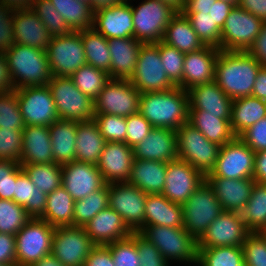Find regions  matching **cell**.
Wrapping results in <instances>:
<instances>
[{"label":"cell","mask_w":266,"mask_h":266,"mask_svg":"<svg viewBox=\"0 0 266 266\" xmlns=\"http://www.w3.org/2000/svg\"><path fill=\"white\" fill-rule=\"evenodd\" d=\"M178 159L186 161L204 176L216 165L220 147L209 141L197 128L185 123L176 130Z\"/></svg>","instance_id":"52a82bcc"},{"label":"cell","mask_w":266,"mask_h":266,"mask_svg":"<svg viewBox=\"0 0 266 266\" xmlns=\"http://www.w3.org/2000/svg\"><path fill=\"white\" fill-rule=\"evenodd\" d=\"M162 2H166L169 5H171L173 8H175L177 11L183 10V0H158Z\"/></svg>","instance_id":"2a66077c"},{"label":"cell","mask_w":266,"mask_h":266,"mask_svg":"<svg viewBox=\"0 0 266 266\" xmlns=\"http://www.w3.org/2000/svg\"><path fill=\"white\" fill-rule=\"evenodd\" d=\"M16 263L15 235L0 233V264Z\"/></svg>","instance_id":"be15d7a7"},{"label":"cell","mask_w":266,"mask_h":266,"mask_svg":"<svg viewBox=\"0 0 266 266\" xmlns=\"http://www.w3.org/2000/svg\"><path fill=\"white\" fill-rule=\"evenodd\" d=\"M32 266H64L52 254L42 257L39 261L35 262Z\"/></svg>","instance_id":"11e5206c"},{"label":"cell","mask_w":266,"mask_h":266,"mask_svg":"<svg viewBox=\"0 0 266 266\" xmlns=\"http://www.w3.org/2000/svg\"><path fill=\"white\" fill-rule=\"evenodd\" d=\"M218 1L229 3V4H231L234 7V6H238L239 5V1L240 0H218Z\"/></svg>","instance_id":"b9fcfbb0"},{"label":"cell","mask_w":266,"mask_h":266,"mask_svg":"<svg viewBox=\"0 0 266 266\" xmlns=\"http://www.w3.org/2000/svg\"><path fill=\"white\" fill-rule=\"evenodd\" d=\"M265 117L266 101L253 96L232 101L230 125L236 137Z\"/></svg>","instance_id":"8d00e7d4"},{"label":"cell","mask_w":266,"mask_h":266,"mask_svg":"<svg viewBox=\"0 0 266 266\" xmlns=\"http://www.w3.org/2000/svg\"><path fill=\"white\" fill-rule=\"evenodd\" d=\"M128 1L131 2L134 38L142 43L163 41L166 27L178 11L158 0H142L137 7L132 4L136 0Z\"/></svg>","instance_id":"8992f818"},{"label":"cell","mask_w":266,"mask_h":266,"mask_svg":"<svg viewBox=\"0 0 266 266\" xmlns=\"http://www.w3.org/2000/svg\"><path fill=\"white\" fill-rule=\"evenodd\" d=\"M16 180L0 183V199L13 200L15 195Z\"/></svg>","instance_id":"8c879c8a"},{"label":"cell","mask_w":266,"mask_h":266,"mask_svg":"<svg viewBox=\"0 0 266 266\" xmlns=\"http://www.w3.org/2000/svg\"><path fill=\"white\" fill-rule=\"evenodd\" d=\"M264 22L248 11L234 6L221 29L220 50L248 51Z\"/></svg>","instance_id":"4fadbf2b"},{"label":"cell","mask_w":266,"mask_h":266,"mask_svg":"<svg viewBox=\"0 0 266 266\" xmlns=\"http://www.w3.org/2000/svg\"><path fill=\"white\" fill-rule=\"evenodd\" d=\"M83 266H115L110 249L104 245H96Z\"/></svg>","instance_id":"6125c7cd"},{"label":"cell","mask_w":266,"mask_h":266,"mask_svg":"<svg viewBox=\"0 0 266 266\" xmlns=\"http://www.w3.org/2000/svg\"><path fill=\"white\" fill-rule=\"evenodd\" d=\"M197 266H245L242 246L198 248Z\"/></svg>","instance_id":"bcb514c9"},{"label":"cell","mask_w":266,"mask_h":266,"mask_svg":"<svg viewBox=\"0 0 266 266\" xmlns=\"http://www.w3.org/2000/svg\"><path fill=\"white\" fill-rule=\"evenodd\" d=\"M223 211L241 213L251 197L253 179L205 178Z\"/></svg>","instance_id":"484cf974"},{"label":"cell","mask_w":266,"mask_h":266,"mask_svg":"<svg viewBox=\"0 0 266 266\" xmlns=\"http://www.w3.org/2000/svg\"><path fill=\"white\" fill-rule=\"evenodd\" d=\"M30 219L24 207L13 200L0 199V233L16 235Z\"/></svg>","instance_id":"c3c4849f"},{"label":"cell","mask_w":266,"mask_h":266,"mask_svg":"<svg viewBox=\"0 0 266 266\" xmlns=\"http://www.w3.org/2000/svg\"><path fill=\"white\" fill-rule=\"evenodd\" d=\"M125 0H91L90 7L93 12L102 8H110L111 6L122 4Z\"/></svg>","instance_id":"34e18365"},{"label":"cell","mask_w":266,"mask_h":266,"mask_svg":"<svg viewBox=\"0 0 266 266\" xmlns=\"http://www.w3.org/2000/svg\"><path fill=\"white\" fill-rule=\"evenodd\" d=\"M189 0H183V8H184V5L188 2Z\"/></svg>","instance_id":"67dfc351"},{"label":"cell","mask_w":266,"mask_h":266,"mask_svg":"<svg viewBox=\"0 0 266 266\" xmlns=\"http://www.w3.org/2000/svg\"><path fill=\"white\" fill-rule=\"evenodd\" d=\"M253 180L266 183V150L255 152Z\"/></svg>","instance_id":"003e7915"},{"label":"cell","mask_w":266,"mask_h":266,"mask_svg":"<svg viewBox=\"0 0 266 266\" xmlns=\"http://www.w3.org/2000/svg\"><path fill=\"white\" fill-rule=\"evenodd\" d=\"M242 248L245 266H266V241L260 233L251 232Z\"/></svg>","instance_id":"9f6ffc18"},{"label":"cell","mask_w":266,"mask_h":266,"mask_svg":"<svg viewBox=\"0 0 266 266\" xmlns=\"http://www.w3.org/2000/svg\"><path fill=\"white\" fill-rule=\"evenodd\" d=\"M259 233L262 235V237H263V238L265 239V241H266V228L262 229Z\"/></svg>","instance_id":"09005b40"},{"label":"cell","mask_w":266,"mask_h":266,"mask_svg":"<svg viewBox=\"0 0 266 266\" xmlns=\"http://www.w3.org/2000/svg\"><path fill=\"white\" fill-rule=\"evenodd\" d=\"M163 42L185 54L196 52L205 47L182 11H178L170 20L165 30Z\"/></svg>","instance_id":"d590c367"},{"label":"cell","mask_w":266,"mask_h":266,"mask_svg":"<svg viewBox=\"0 0 266 266\" xmlns=\"http://www.w3.org/2000/svg\"><path fill=\"white\" fill-rule=\"evenodd\" d=\"M81 38L87 64L106 71L110 76L111 57L108 39L93 28L81 30Z\"/></svg>","instance_id":"60d3db41"},{"label":"cell","mask_w":266,"mask_h":266,"mask_svg":"<svg viewBox=\"0 0 266 266\" xmlns=\"http://www.w3.org/2000/svg\"><path fill=\"white\" fill-rule=\"evenodd\" d=\"M126 123V144L132 148L142 142V140L148 136L149 132L153 128L140 113L126 117Z\"/></svg>","instance_id":"680465c9"},{"label":"cell","mask_w":266,"mask_h":266,"mask_svg":"<svg viewBox=\"0 0 266 266\" xmlns=\"http://www.w3.org/2000/svg\"><path fill=\"white\" fill-rule=\"evenodd\" d=\"M4 56L14 89L48 85L53 75L46 51L22 44H14Z\"/></svg>","instance_id":"3957f363"},{"label":"cell","mask_w":266,"mask_h":266,"mask_svg":"<svg viewBox=\"0 0 266 266\" xmlns=\"http://www.w3.org/2000/svg\"><path fill=\"white\" fill-rule=\"evenodd\" d=\"M239 138L254 152L266 150V117L249 127Z\"/></svg>","instance_id":"94428289"},{"label":"cell","mask_w":266,"mask_h":266,"mask_svg":"<svg viewBox=\"0 0 266 266\" xmlns=\"http://www.w3.org/2000/svg\"><path fill=\"white\" fill-rule=\"evenodd\" d=\"M31 9L42 20L52 37L65 35L72 31L50 0H35Z\"/></svg>","instance_id":"681fc988"},{"label":"cell","mask_w":266,"mask_h":266,"mask_svg":"<svg viewBox=\"0 0 266 266\" xmlns=\"http://www.w3.org/2000/svg\"><path fill=\"white\" fill-rule=\"evenodd\" d=\"M167 162L134 159L127 181L145 194H162L165 186Z\"/></svg>","instance_id":"1f68e13d"},{"label":"cell","mask_w":266,"mask_h":266,"mask_svg":"<svg viewBox=\"0 0 266 266\" xmlns=\"http://www.w3.org/2000/svg\"><path fill=\"white\" fill-rule=\"evenodd\" d=\"M55 227L40 218H31L15 235L16 263L32 266L51 254Z\"/></svg>","instance_id":"9c48e42d"},{"label":"cell","mask_w":266,"mask_h":266,"mask_svg":"<svg viewBox=\"0 0 266 266\" xmlns=\"http://www.w3.org/2000/svg\"><path fill=\"white\" fill-rule=\"evenodd\" d=\"M140 98L129 80L111 78L94 100V113L128 117L139 113Z\"/></svg>","instance_id":"5bb4252c"},{"label":"cell","mask_w":266,"mask_h":266,"mask_svg":"<svg viewBox=\"0 0 266 266\" xmlns=\"http://www.w3.org/2000/svg\"><path fill=\"white\" fill-rule=\"evenodd\" d=\"M183 227V207L162 194H147L145 199V226Z\"/></svg>","instance_id":"d6a6232c"},{"label":"cell","mask_w":266,"mask_h":266,"mask_svg":"<svg viewBox=\"0 0 266 266\" xmlns=\"http://www.w3.org/2000/svg\"><path fill=\"white\" fill-rule=\"evenodd\" d=\"M13 31L16 44L46 51L52 36L32 9L14 10Z\"/></svg>","instance_id":"4316f807"},{"label":"cell","mask_w":266,"mask_h":266,"mask_svg":"<svg viewBox=\"0 0 266 266\" xmlns=\"http://www.w3.org/2000/svg\"><path fill=\"white\" fill-rule=\"evenodd\" d=\"M139 233L159 249L170 265L197 266V240L184 227L144 226Z\"/></svg>","instance_id":"277c9868"},{"label":"cell","mask_w":266,"mask_h":266,"mask_svg":"<svg viewBox=\"0 0 266 266\" xmlns=\"http://www.w3.org/2000/svg\"><path fill=\"white\" fill-rule=\"evenodd\" d=\"M14 90L13 82L8 69V63L4 54L0 53V92Z\"/></svg>","instance_id":"a7ac6f4b"},{"label":"cell","mask_w":266,"mask_h":266,"mask_svg":"<svg viewBox=\"0 0 266 266\" xmlns=\"http://www.w3.org/2000/svg\"><path fill=\"white\" fill-rule=\"evenodd\" d=\"M84 229L95 245L104 246L127 238L132 233L122 217L109 206L96 214Z\"/></svg>","instance_id":"f1b7e54d"},{"label":"cell","mask_w":266,"mask_h":266,"mask_svg":"<svg viewBox=\"0 0 266 266\" xmlns=\"http://www.w3.org/2000/svg\"><path fill=\"white\" fill-rule=\"evenodd\" d=\"M20 163L12 160H0V183L16 180V170Z\"/></svg>","instance_id":"89a4df30"},{"label":"cell","mask_w":266,"mask_h":266,"mask_svg":"<svg viewBox=\"0 0 266 266\" xmlns=\"http://www.w3.org/2000/svg\"><path fill=\"white\" fill-rule=\"evenodd\" d=\"M205 182V176L181 159L167 163L162 195L173 203L183 205L192 193Z\"/></svg>","instance_id":"ffe728a7"},{"label":"cell","mask_w":266,"mask_h":266,"mask_svg":"<svg viewBox=\"0 0 266 266\" xmlns=\"http://www.w3.org/2000/svg\"><path fill=\"white\" fill-rule=\"evenodd\" d=\"M25 126H50L59 119L48 85L21 87L15 90Z\"/></svg>","instance_id":"ac0fdd59"},{"label":"cell","mask_w":266,"mask_h":266,"mask_svg":"<svg viewBox=\"0 0 266 266\" xmlns=\"http://www.w3.org/2000/svg\"><path fill=\"white\" fill-rule=\"evenodd\" d=\"M74 200L61 185L46 197V206L40 219L54 227L73 225Z\"/></svg>","instance_id":"f35d334b"},{"label":"cell","mask_w":266,"mask_h":266,"mask_svg":"<svg viewBox=\"0 0 266 266\" xmlns=\"http://www.w3.org/2000/svg\"><path fill=\"white\" fill-rule=\"evenodd\" d=\"M50 2L72 31L93 27L94 12L90 5L79 0H50Z\"/></svg>","instance_id":"b9f144b4"},{"label":"cell","mask_w":266,"mask_h":266,"mask_svg":"<svg viewBox=\"0 0 266 266\" xmlns=\"http://www.w3.org/2000/svg\"><path fill=\"white\" fill-rule=\"evenodd\" d=\"M61 168L62 186L74 201L83 199L106 184L95 164L73 161L62 164Z\"/></svg>","instance_id":"44dd1931"},{"label":"cell","mask_w":266,"mask_h":266,"mask_svg":"<svg viewBox=\"0 0 266 266\" xmlns=\"http://www.w3.org/2000/svg\"><path fill=\"white\" fill-rule=\"evenodd\" d=\"M22 130L0 128V160L20 163L22 154Z\"/></svg>","instance_id":"11a10c76"},{"label":"cell","mask_w":266,"mask_h":266,"mask_svg":"<svg viewBox=\"0 0 266 266\" xmlns=\"http://www.w3.org/2000/svg\"><path fill=\"white\" fill-rule=\"evenodd\" d=\"M183 227L198 240L223 212L213 189L205 181L182 205Z\"/></svg>","instance_id":"30bf717a"},{"label":"cell","mask_w":266,"mask_h":266,"mask_svg":"<svg viewBox=\"0 0 266 266\" xmlns=\"http://www.w3.org/2000/svg\"><path fill=\"white\" fill-rule=\"evenodd\" d=\"M232 8L218 0H189L182 12L205 46L220 49L221 29Z\"/></svg>","instance_id":"5b68a950"},{"label":"cell","mask_w":266,"mask_h":266,"mask_svg":"<svg viewBox=\"0 0 266 266\" xmlns=\"http://www.w3.org/2000/svg\"><path fill=\"white\" fill-rule=\"evenodd\" d=\"M147 194L128 182L109 183V207L115 210L131 232L145 226Z\"/></svg>","instance_id":"e0dca14e"},{"label":"cell","mask_w":266,"mask_h":266,"mask_svg":"<svg viewBox=\"0 0 266 266\" xmlns=\"http://www.w3.org/2000/svg\"><path fill=\"white\" fill-rule=\"evenodd\" d=\"M142 42L134 37L108 39L111 57L110 78L127 79L133 75Z\"/></svg>","instance_id":"4dcf8cb0"},{"label":"cell","mask_w":266,"mask_h":266,"mask_svg":"<svg viewBox=\"0 0 266 266\" xmlns=\"http://www.w3.org/2000/svg\"><path fill=\"white\" fill-rule=\"evenodd\" d=\"M135 243L139 252L140 266H171L159 249L139 232H135Z\"/></svg>","instance_id":"6f0895ef"},{"label":"cell","mask_w":266,"mask_h":266,"mask_svg":"<svg viewBox=\"0 0 266 266\" xmlns=\"http://www.w3.org/2000/svg\"><path fill=\"white\" fill-rule=\"evenodd\" d=\"M106 140L100 133L97 123L77 122L75 159L78 162L97 164Z\"/></svg>","instance_id":"e575fe53"},{"label":"cell","mask_w":266,"mask_h":266,"mask_svg":"<svg viewBox=\"0 0 266 266\" xmlns=\"http://www.w3.org/2000/svg\"><path fill=\"white\" fill-rule=\"evenodd\" d=\"M159 55L167 77L175 85L183 89V65L185 53L175 47L159 42Z\"/></svg>","instance_id":"f907efd6"},{"label":"cell","mask_w":266,"mask_h":266,"mask_svg":"<svg viewBox=\"0 0 266 266\" xmlns=\"http://www.w3.org/2000/svg\"><path fill=\"white\" fill-rule=\"evenodd\" d=\"M248 52L263 66L266 67V22L262 24L261 31L256 37Z\"/></svg>","instance_id":"e7e4bbea"},{"label":"cell","mask_w":266,"mask_h":266,"mask_svg":"<svg viewBox=\"0 0 266 266\" xmlns=\"http://www.w3.org/2000/svg\"><path fill=\"white\" fill-rule=\"evenodd\" d=\"M252 96L266 101V67H262L257 74Z\"/></svg>","instance_id":"2644e50d"},{"label":"cell","mask_w":266,"mask_h":266,"mask_svg":"<svg viewBox=\"0 0 266 266\" xmlns=\"http://www.w3.org/2000/svg\"><path fill=\"white\" fill-rule=\"evenodd\" d=\"M0 266H19L17 263L0 264Z\"/></svg>","instance_id":"979ff035"},{"label":"cell","mask_w":266,"mask_h":266,"mask_svg":"<svg viewBox=\"0 0 266 266\" xmlns=\"http://www.w3.org/2000/svg\"><path fill=\"white\" fill-rule=\"evenodd\" d=\"M129 81L140 92L167 91L175 85L167 77L159 55V42L142 43Z\"/></svg>","instance_id":"8fae6325"},{"label":"cell","mask_w":266,"mask_h":266,"mask_svg":"<svg viewBox=\"0 0 266 266\" xmlns=\"http://www.w3.org/2000/svg\"><path fill=\"white\" fill-rule=\"evenodd\" d=\"M48 87L60 119L76 122L94 120V100L83 94L71 77L53 76Z\"/></svg>","instance_id":"ba28073f"},{"label":"cell","mask_w":266,"mask_h":266,"mask_svg":"<svg viewBox=\"0 0 266 266\" xmlns=\"http://www.w3.org/2000/svg\"><path fill=\"white\" fill-rule=\"evenodd\" d=\"M188 123L197 128L209 141L219 146L236 137L232 131L230 119L219 118V114H204V110H189Z\"/></svg>","instance_id":"74e56055"},{"label":"cell","mask_w":266,"mask_h":266,"mask_svg":"<svg viewBox=\"0 0 266 266\" xmlns=\"http://www.w3.org/2000/svg\"><path fill=\"white\" fill-rule=\"evenodd\" d=\"M262 67L248 51L220 50L214 68V81L232 100L252 96Z\"/></svg>","instance_id":"6da1fadb"},{"label":"cell","mask_w":266,"mask_h":266,"mask_svg":"<svg viewBox=\"0 0 266 266\" xmlns=\"http://www.w3.org/2000/svg\"><path fill=\"white\" fill-rule=\"evenodd\" d=\"M47 58L53 76L70 77L87 64L81 31L54 36L47 46Z\"/></svg>","instance_id":"7c38bea8"},{"label":"cell","mask_w":266,"mask_h":266,"mask_svg":"<svg viewBox=\"0 0 266 266\" xmlns=\"http://www.w3.org/2000/svg\"><path fill=\"white\" fill-rule=\"evenodd\" d=\"M134 159L133 148L125 142H106L96 166L106 184L127 182Z\"/></svg>","instance_id":"7402d4cb"},{"label":"cell","mask_w":266,"mask_h":266,"mask_svg":"<svg viewBox=\"0 0 266 266\" xmlns=\"http://www.w3.org/2000/svg\"><path fill=\"white\" fill-rule=\"evenodd\" d=\"M79 1L84 2V3L88 4V5L91 4V0H79Z\"/></svg>","instance_id":"deb4b68c"},{"label":"cell","mask_w":266,"mask_h":266,"mask_svg":"<svg viewBox=\"0 0 266 266\" xmlns=\"http://www.w3.org/2000/svg\"><path fill=\"white\" fill-rule=\"evenodd\" d=\"M189 110H204V114H219V118H231L232 99L215 81L195 86L188 91Z\"/></svg>","instance_id":"83f0119b"},{"label":"cell","mask_w":266,"mask_h":266,"mask_svg":"<svg viewBox=\"0 0 266 266\" xmlns=\"http://www.w3.org/2000/svg\"><path fill=\"white\" fill-rule=\"evenodd\" d=\"M139 113L152 127L176 131L188 122V92L175 86L167 91L141 93Z\"/></svg>","instance_id":"7a4b0ae2"},{"label":"cell","mask_w":266,"mask_h":266,"mask_svg":"<svg viewBox=\"0 0 266 266\" xmlns=\"http://www.w3.org/2000/svg\"><path fill=\"white\" fill-rule=\"evenodd\" d=\"M109 206V184L83 199L74 201L73 226H85L101 210Z\"/></svg>","instance_id":"f6af8a7d"},{"label":"cell","mask_w":266,"mask_h":266,"mask_svg":"<svg viewBox=\"0 0 266 266\" xmlns=\"http://www.w3.org/2000/svg\"><path fill=\"white\" fill-rule=\"evenodd\" d=\"M94 121L97 123L100 133L106 142L126 143V117L112 114H95Z\"/></svg>","instance_id":"f5cc1de1"},{"label":"cell","mask_w":266,"mask_h":266,"mask_svg":"<svg viewBox=\"0 0 266 266\" xmlns=\"http://www.w3.org/2000/svg\"><path fill=\"white\" fill-rule=\"evenodd\" d=\"M220 49L205 46L186 53L183 65V90L214 81V68Z\"/></svg>","instance_id":"d4e9b609"},{"label":"cell","mask_w":266,"mask_h":266,"mask_svg":"<svg viewBox=\"0 0 266 266\" xmlns=\"http://www.w3.org/2000/svg\"><path fill=\"white\" fill-rule=\"evenodd\" d=\"M238 6L266 22V0H240Z\"/></svg>","instance_id":"03108f58"},{"label":"cell","mask_w":266,"mask_h":266,"mask_svg":"<svg viewBox=\"0 0 266 266\" xmlns=\"http://www.w3.org/2000/svg\"><path fill=\"white\" fill-rule=\"evenodd\" d=\"M77 122L58 119L49 126L54 163L65 164L76 161Z\"/></svg>","instance_id":"836d02e7"},{"label":"cell","mask_w":266,"mask_h":266,"mask_svg":"<svg viewBox=\"0 0 266 266\" xmlns=\"http://www.w3.org/2000/svg\"><path fill=\"white\" fill-rule=\"evenodd\" d=\"M255 152L239 137L220 147L216 165L205 178L253 179Z\"/></svg>","instance_id":"9a60e30c"},{"label":"cell","mask_w":266,"mask_h":266,"mask_svg":"<svg viewBox=\"0 0 266 266\" xmlns=\"http://www.w3.org/2000/svg\"><path fill=\"white\" fill-rule=\"evenodd\" d=\"M74 85L85 95L95 100L111 79L106 71L91 65H84L77 69L71 76Z\"/></svg>","instance_id":"7dc6e473"},{"label":"cell","mask_w":266,"mask_h":266,"mask_svg":"<svg viewBox=\"0 0 266 266\" xmlns=\"http://www.w3.org/2000/svg\"><path fill=\"white\" fill-rule=\"evenodd\" d=\"M250 233L241 213L223 211L197 240V247L242 246Z\"/></svg>","instance_id":"d6986e66"},{"label":"cell","mask_w":266,"mask_h":266,"mask_svg":"<svg viewBox=\"0 0 266 266\" xmlns=\"http://www.w3.org/2000/svg\"><path fill=\"white\" fill-rule=\"evenodd\" d=\"M47 195L39 191L20 166L16 170L14 202L21 205L31 218H40L46 206Z\"/></svg>","instance_id":"ab89813d"},{"label":"cell","mask_w":266,"mask_h":266,"mask_svg":"<svg viewBox=\"0 0 266 266\" xmlns=\"http://www.w3.org/2000/svg\"><path fill=\"white\" fill-rule=\"evenodd\" d=\"M96 245L83 226L55 227L51 254L64 266H83Z\"/></svg>","instance_id":"2e32d148"},{"label":"cell","mask_w":266,"mask_h":266,"mask_svg":"<svg viewBox=\"0 0 266 266\" xmlns=\"http://www.w3.org/2000/svg\"><path fill=\"white\" fill-rule=\"evenodd\" d=\"M13 12L12 8L0 1V53L4 54L14 44V31H13Z\"/></svg>","instance_id":"91938a15"},{"label":"cell","mask_w":266,"mask_h":266,"mask_svg":"<svg viewBox=\"0 0 266 266\" xmlns=\"http://www.w3.org/2000/svg\"><path fill=\"white\" fill-rule=\"evenodd\" d=\"M54 162L49 127L25 126L22 132L20 164H49Z\"/></svg>","instance_id":"f546056e"},{"label":"cell","mask_w":266,"mask_h":266,"mask_svg":"<svg viewBox=\"0 0 266 266\" xmlns=\"http://www.w3.org/2000/svg\"><path fill=\"white\" fill-rule=\"evenodd\" d=\"M6 7L12 8L13 10L31 9L32 4L35 0H0Z\"/></svg>","instance_id":"753ad0ef"},{"label":"cell","mask_w":266,"mask_h":266,"mask_svg":"<svg viewBox=\"0 0 266 266\" xmlns=\"http://www.w3.org/2000/svg\"><path fill=\"white\" fill-rule=\"evenodd\" d=\"M92 28L107 39L134 37L131 2L124 1L94 12Z\"/></svg>","instance_id":"603a6c76"},{"label":"cell","mask_w":266,"mask_h":266,"mask_svg":"<svg viewBox=\"0 0 266 266\" xmlns=\"http://www.w3.org/2000/svg\"><path fill=\"white\" fill-rule=\"evenodd\" d=\"M0 128L24 130L25 124L18 105L15 89L0 92Z\"/></svg>","instance_id":"816d5d0a"},{"label":"cell","mask_w":266,"mask_h":266,"mask_svg":"<svg viewBox=\"0 0 266 266\" xmlns=\"http://www.w3.org/2000/svg\"><path fill=\"white\" fill-rule=\"evenodd\" d=\"M135 159L169 162L178 158L176 131L168 128H155L142 142L133 147Z\"/></svg>","instance_id":"cb8c5ba5"},{"label":"cell","mask_w":266,"mask_h":266,"mask_svg":"<svg viewBox=\"0 0 266 266\" xmlns=\"http://www.w3.org/2000/svg\"><path fill=\"white\" fill-rule=\"evenodd\" d=\"M241 215L250 232L259 233L266 228V183H254L251 197Z\"/></svg>","instance_id":"7bdbcfd3"},{"label":"cell","mask_w":266,"mask_h":266,"mask_svg":"<svg viewBox=\"0 0 266 266\" xmlns=\"http://www.w3.org/2000/svg\"><path fill=\"white\" fill-rule=\"evenodd\" d=\"M34 186L46 195L62 185L61 164H20Z\"/></svg>","instance_id":"ee69618b"},{"label":"cell","mask_w":266,"mask_h":266,"mask_svg":"<svg viewBox=\"0 0 266 266\" xmlns=\"http://www.w3.org/2000/svg\"><path fill=\"white\" fill-rule=\"evenodd\" d=\"M106 246L110 249L115 266H140L135 232Z\"/></svg>","instance_id":"db71d44e"}]
</instances>
